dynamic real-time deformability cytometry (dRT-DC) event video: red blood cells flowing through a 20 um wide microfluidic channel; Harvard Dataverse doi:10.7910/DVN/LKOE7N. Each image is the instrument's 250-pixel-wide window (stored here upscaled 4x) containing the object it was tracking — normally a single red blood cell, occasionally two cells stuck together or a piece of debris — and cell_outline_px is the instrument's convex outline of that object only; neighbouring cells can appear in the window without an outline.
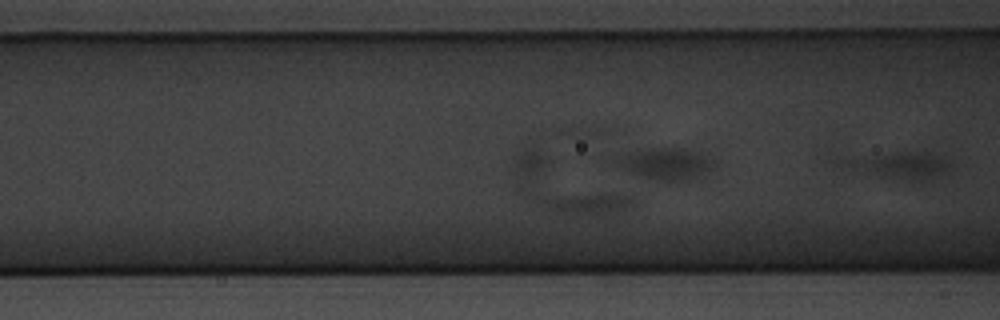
{"species": "common noctule bat (a hibernating species)", "species_latin": "Nyctalus noctula", "temperature_condition": "warm", "stored_images_in_passage": 6, "camera_frame_rate_fps": 3000, "um_per_image_px": 0.085, "animal": {"sex": "male", "body_mass_g": 20.1, "forearm_length_mm": 53.5}, "frame": {"image": 1, "passage_image": 6, "time_ms": 1.667, "image_size_px": [1000, 320], "cell_outline_px": [[952, 172], [924, 184], [920, 184], [840, 168], [828, 160], [828, 156], [904, 152], [928, 152], [940, 156], [948, 160], [952, 164]], "centroid_in_image_um": [76.26, 14.07], "position_along_channel_um": 90.3, "area_um2": 19.19}}